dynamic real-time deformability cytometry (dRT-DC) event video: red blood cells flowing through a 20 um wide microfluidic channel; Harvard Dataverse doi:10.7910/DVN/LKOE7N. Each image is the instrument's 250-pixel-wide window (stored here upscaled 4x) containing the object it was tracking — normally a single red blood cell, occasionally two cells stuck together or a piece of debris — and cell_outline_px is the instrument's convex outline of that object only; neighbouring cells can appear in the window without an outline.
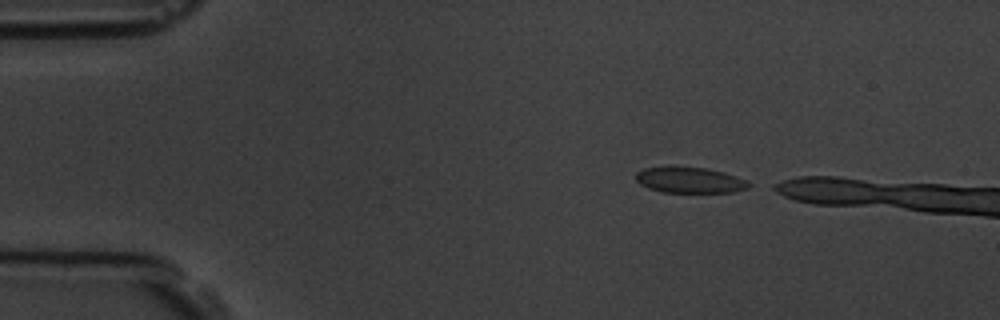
{"species": "common noctule bat (a hibernating species)", "species_latin": "Nyctalus noctula", "temperature_condition": "room temperature", "stored_images_in_passage": 2, "camera_frame_rate_fps": 3000, "um_per_image_px": 0.085, "animal": {"sex": "male", "body_mass_g": 19.5, "forearm_length_mm": 54.6}, "frame": {"image": 1, "passage_image": 1, "time_ms": 0.0, "image_size_px": [1000, 320], "cell_outline_px": [[756, 184], [748, 188], [732, 192], [660, 192], [648, 188], [640, 184], [636, 180], [636, 172], [644, 168], [704, 168], [724, 172], [748, 180]], "centroid_in_image_um": [58.7, 15.33], "position_along_channel_um": 26.3, "area_um2": 16.82}}